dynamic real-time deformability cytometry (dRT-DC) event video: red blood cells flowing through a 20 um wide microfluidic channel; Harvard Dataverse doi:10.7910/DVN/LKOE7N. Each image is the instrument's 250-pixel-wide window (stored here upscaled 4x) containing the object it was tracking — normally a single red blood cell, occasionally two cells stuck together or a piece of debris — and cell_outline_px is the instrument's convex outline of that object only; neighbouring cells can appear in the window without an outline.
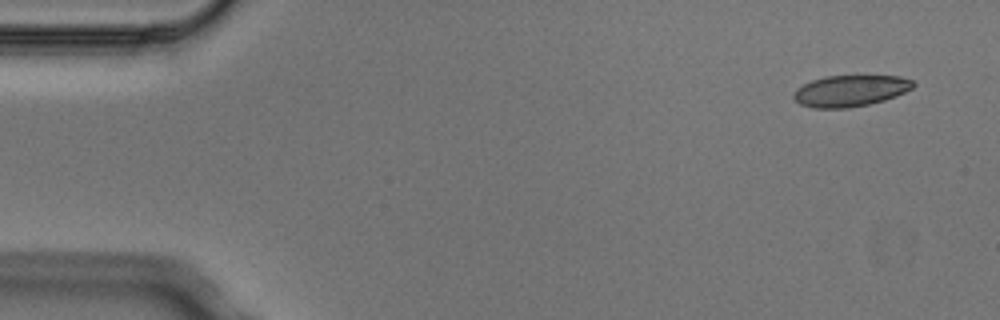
{"species": "Egyptian fruit bat (a non-hibernating species)", "species_latin": "Rousettus aegyptiacus", "temperature_condition": "cold", "stored_images_in_passage": 5, "camera_frame_rate_fps": 3000, "um_per_image_px": 0.085, "animal": {"sex": "male"}, "frame": {"image": 1, "passage_image": 1, "time_ms": 0.0, "image_size_px": [1000, 320], "cell_outline_px": [[916, 84], [912, 88], [896, 96], [884, 100], [868, 104], [848, 108], [812, 108], [800, 104], [792, 96], [792, 92], [796, 88], [812, 80], [824, 76], [900, 76], [912, 80]], "centroid_in_image_um": [72.25, 7.72], "position_along_channel_um": 12.7, "area_um2": 21.85}}